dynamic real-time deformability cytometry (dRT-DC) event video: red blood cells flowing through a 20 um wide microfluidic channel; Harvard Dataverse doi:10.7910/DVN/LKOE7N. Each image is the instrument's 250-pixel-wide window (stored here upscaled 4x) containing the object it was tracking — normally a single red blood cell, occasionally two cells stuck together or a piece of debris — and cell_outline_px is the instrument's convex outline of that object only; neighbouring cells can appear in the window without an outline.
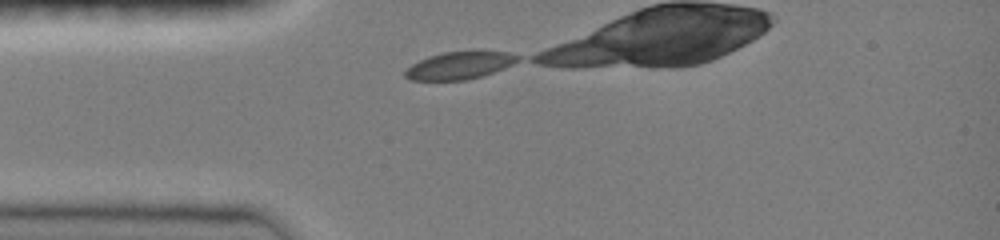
{"species": "common noctule bat (a hibernating species)", "species_latin": "Nyctalus noctula", "temperature_condition": "room temperature", "stored_images_in_passage": 8, "camera_frame_rate_fps": 3000, "um_per_image_px": 0.085, "animal": {"sex": "female", "body_mass_g": 19.0, "forearm_length_mm": 51.5}, "frame": {"image": 1, "passage_image": 1, "time_ms": 0.0, "image_size_px": [1000, 240], "cell_outline_px": [[520, 60], [504, 68], [468, 80], [408, 80], [404, 76], [404, 72], [412, 64], [428, 56], [444, 52], [476, 48], [508, 52], [520, 56]], "centroid_in_image_um": [39.1, 5.51], "position_along_channel_um": 45.9, "area_um2": 18.67}}
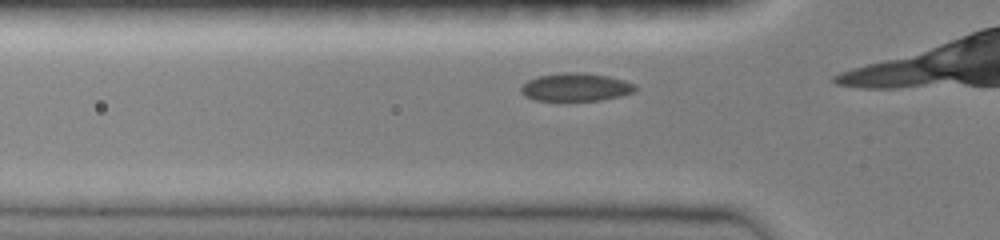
{"frame": {"image": 2, "passage_image": 4, "time_ms": 1.0, "image_size_px": [1000, 240], "cell_outline_px": [[636, 92], [620, 96], [600, 100], [536, 100], [524, 96], [520, 92], [520, 88], [528, 80], [536, 76], [564, 72], [576, 72], [608, 76], [624, 80], [636, 84]], "centroid_in_image_um": [48.94, 7.4], "position_along_channel_um": 76.9, "area_um2": 18.67}}
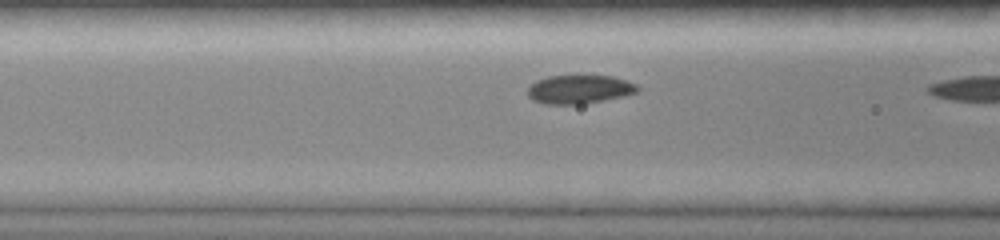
{"frame": {"image": 3, "passage_image": 7, "time_ms": 2.0, "image_size_px": [1000, 240], "cell_outline_px": [[640, 88], [636, 92], [624, 96], [580, 104], [544, 104], [532, 100], [528, 96], [528, 88], [536, 80], [548, 76], [612, 76], [636, 84]], "centroid_in_image_um": [49.21, 7.59], "position_along_channel_um": 117.4, "area_um2": 18.15}}